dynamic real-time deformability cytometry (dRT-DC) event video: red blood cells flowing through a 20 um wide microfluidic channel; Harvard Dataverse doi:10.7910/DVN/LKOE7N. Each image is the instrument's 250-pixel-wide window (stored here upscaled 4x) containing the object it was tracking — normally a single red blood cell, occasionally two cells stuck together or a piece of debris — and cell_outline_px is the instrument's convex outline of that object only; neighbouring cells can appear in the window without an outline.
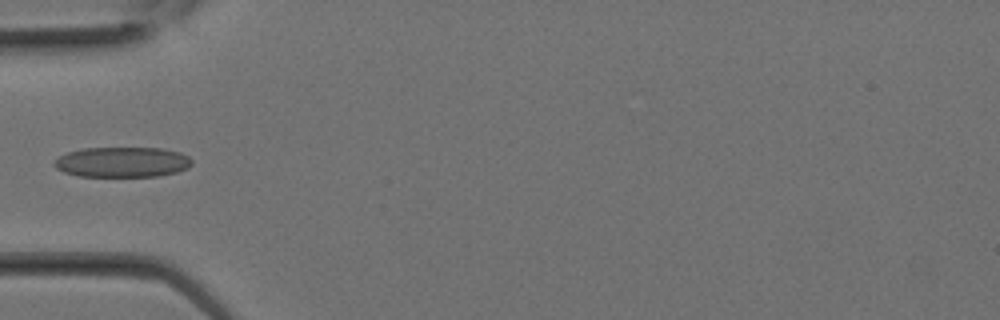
{"species": "Egyptian fruit bat (a non-hibernating species)", "species_latin": "Rousettus aegyptiacus", "temperature_condition": "room temperature", "stored_images_in_passage": 10, "camera_frame_rate_fps": 3000, "um_per_image_px": 0.085, "animal": {"sex": "female"}, "frame": {"image": 1, "passage_image": 9, "time_ms": 2.667, "image_size_px": [1000, 320], "cell_outline_px": [[192, 164], [188, 168], [176, 172], [156, 176], [80, 176], [64, 172], [56, 168], [52, 164], [52, 160], [68, 152], [80, 148], [164, 148], [180, 152], [188, 156], [192, 160]], "centroid_in_image_um": [10.38, 13.77], "position_along_channel_um": 74.6, "area_um2": 24.39}}